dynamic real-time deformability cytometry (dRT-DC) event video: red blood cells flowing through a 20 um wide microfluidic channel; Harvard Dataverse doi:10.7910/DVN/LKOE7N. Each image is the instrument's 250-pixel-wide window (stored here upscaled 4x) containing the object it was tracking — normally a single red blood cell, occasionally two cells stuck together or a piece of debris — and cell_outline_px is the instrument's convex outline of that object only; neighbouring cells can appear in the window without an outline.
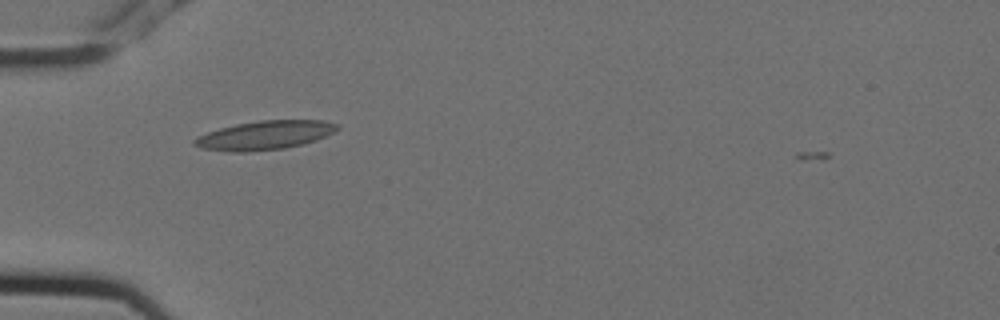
{"species": "Egyptian fruit bat (a non-hibernating species)", "species_latin": "Rousettus aegyptiacus", "temperature_condition": "cold", "stored_images_in_passage": 2, "camera_frame_rate_fps": 3000, "um_per_image_px": 0.085, "animal": {"sex": "female"}, "frame": {"image": 1, "passage_image": 1, "time_ms": 0.0, "image_size_px": [1000, 320], "cell_outline_px": [[340, 128], [336, 132], [316, 140], [304, 144], [284, 148], [244, 152], [228, 152], [200, 148], [192, 144], [192, 140], [196, 136], [220, 128], [236, 124], [260, 120], [324, 120], [340, 124]], "centroid_in_image_um": [22.52, 11.49], "position_along_channel_um": 62.5, "area_um2": 24.33}}
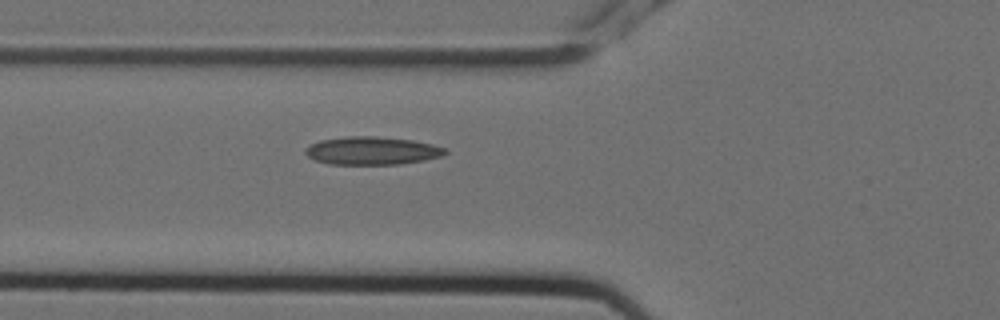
{"frame": {"image": 2, "passage_image": 2, "time_ms": 0.333, "image_size_px": [1000, 320], "cell_outline_px": [[448, 152], [440, 156], [424, 160], [400, 164], [328, 164], [316, 160], [308, 156], [304, 152], [304, 148], [320, 140], [348, 136], [376, 136], [412, 140], [432, 144], [444, 148]], "centroid_in_image_um": [31.6, 12.81], "position_along_channel_um": 94.2, "area_um2": 22.72}}